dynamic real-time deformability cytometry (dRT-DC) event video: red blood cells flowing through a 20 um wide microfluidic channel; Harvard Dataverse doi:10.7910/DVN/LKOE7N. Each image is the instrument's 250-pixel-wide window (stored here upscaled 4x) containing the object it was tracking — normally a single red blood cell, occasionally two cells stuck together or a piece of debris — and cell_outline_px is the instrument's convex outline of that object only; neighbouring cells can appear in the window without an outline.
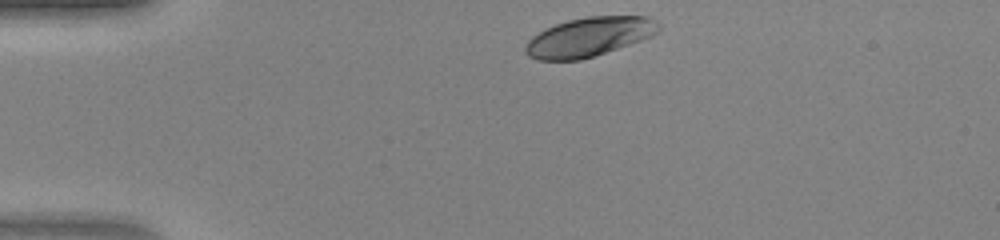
{"species": "human", "species_latin": "Homo sapiens", "temperature_condition": "warm", "stored_images_in_passage": 31, "camera_frame_rate_fps": 3000, "um_per_image_px": 0.085, "donor": {"sex": "female"}, "frame": {"image": 1, "passage_image": 1, "time_ms": 0.0, "image_size_px": [1000, 240], "cell_outline_px": [[660, 28], [652, 36], [580, 60], [536, 60], [528, 56], [524, 52], [524, 44], [532, 36], [556, 24], [568, 20], [588, 16], [648, 16], [656, 20], [660, 24]], "centroid_in_image_um": [50.04, 3.13], "position_along_channel_um": 35.0, "area_um2": 30.17}}
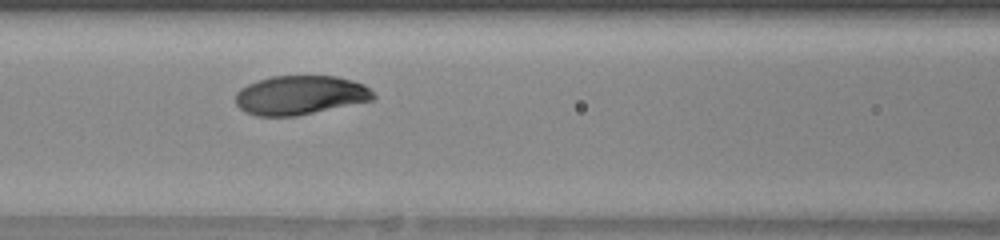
{"frame": {"image": 2, "passage_image": 12, "time_ms": 3.667, "image_size_px": [1000, 240], "cell_outline_px": [[376, 96], [372, 100], [296, 116], [256, 116], [244, 112], [236, 104], [236, 92], [240, 88], [256, 80], [272, 76], [336, 76], [352, 80], [364, 84]], "centroid_in_image_um": [25.48, 8.08], "position_along_channel_um": 141.1, "area_um2": 31.39}}
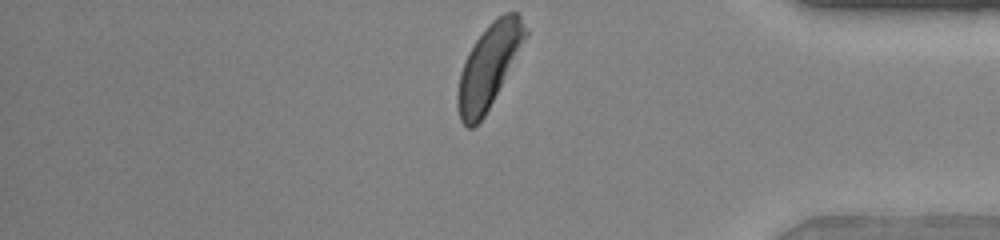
{"frame": {"image": 3, "passage_image": 31, "time_ms": 10.0, "image_size_px": [1000, 240], "cell_outline_px": [[528, 32], [484, 116], [472, 128], [468, 128], [460, 120], [456, 104], [456, 96], [460, 72], [468, 52], [476, 40], [488, 24], [492, 20], [504, 12], [516, 12], [520, 16]], "centroid_in_image_um": [41.49, 5.61], "position_along_channel_um": 393.7, "area_um2": 31.91}}